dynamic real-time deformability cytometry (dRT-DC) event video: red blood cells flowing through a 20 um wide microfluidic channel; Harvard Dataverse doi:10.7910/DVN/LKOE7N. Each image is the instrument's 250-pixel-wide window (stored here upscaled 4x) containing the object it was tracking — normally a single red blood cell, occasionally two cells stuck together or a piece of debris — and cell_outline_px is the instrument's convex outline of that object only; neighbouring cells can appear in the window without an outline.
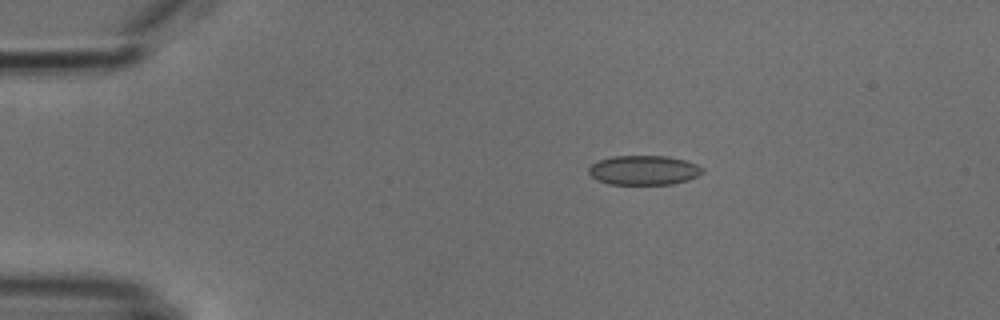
{"species": "common noctule bat (a hibernating species)", "species_latin": "Nyctalus noctula", "temperature_condition": "cold", "stored_images_in_passage": 6, "camera_frame_rate_fps": 3000, "um_per_image_px": 0.085, "animal": {"sex": "male", "body_mass_g": 18.8}, "frame": {"image": 1, "passage_image": 3, "time_ms": 2.333, "image_size_px": [1000, 320], "cell_outline_px": [[704, 172], [688, 180], [672, 184], [608, 184], [596, 180], [588, 172], [588, 168], [592, 164], [600, 160], [612, 156], [668, 156], [684, 160], [696, 164], [704, 168]], "centroid_in_image_um": [54.72, 14.47], "position_along_channel_um": 30.3, "area_um2": 19.54}}
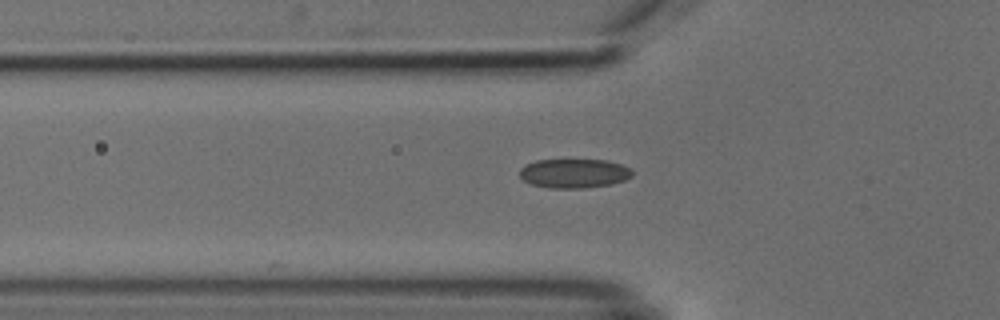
{"frame": {"image": 2, "passage_image": 5, "time_ms": 5.0, "image_size_px": [1000, 320], "cell_outline_px": [[632, 176], [624, 180], [612, 184], [580, 188], [548, 188], [532, 184], [524, 180], [520, 176], [520, 168], [524, 164], [536, 160], [608, 160], [632, 168]], "centroid_in_image_um": [48.79, 14.73], "position_along_channel_um": 77.0, "area_um2": 19.19}}
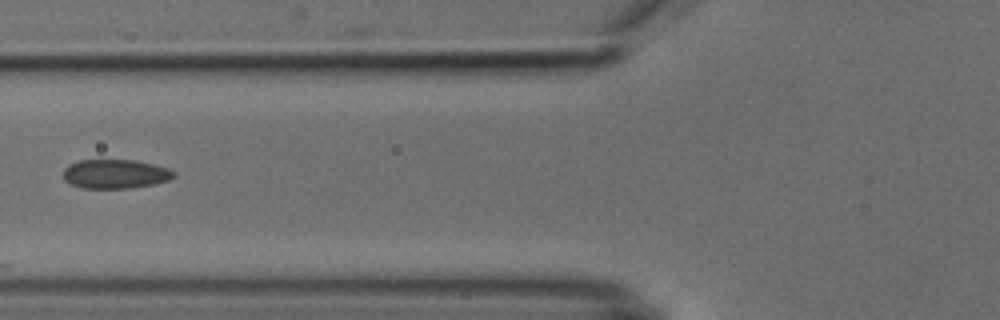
{"frame": {"image": 3, "passage_image": 6, "time_ms": 6.0, "image_size_px": [1000, 320], "cell_outline_px": [[176, 176], [168, 180], [156, 184], [128, 188], [80, 188], [64, 180], [64, 168], [68, 164], [76, 160], [136, 160], [168, 168], [176, 172]], "centroid_in_image_um": [9.8, 14.78], "position_along_channel_um": 116.0, "area_um2": 18.9}}